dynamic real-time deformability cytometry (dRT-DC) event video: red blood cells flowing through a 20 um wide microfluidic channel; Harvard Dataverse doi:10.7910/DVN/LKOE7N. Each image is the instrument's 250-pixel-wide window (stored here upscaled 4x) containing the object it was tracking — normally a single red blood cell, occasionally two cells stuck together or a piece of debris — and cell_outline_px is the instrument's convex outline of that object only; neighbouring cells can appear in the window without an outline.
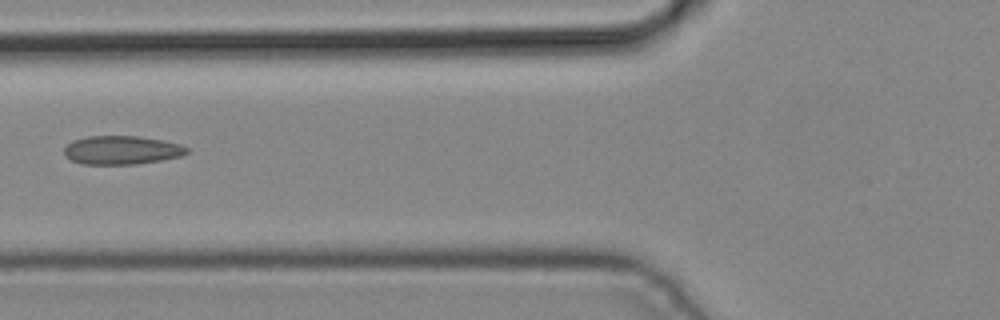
{"species": "common noctule bat (a hibernating species)", "species_latin": "Nyctalus noctula", "temperature_condition": "cold", "stored_images_in_passage": 4, "camera_frame_rate_fps": 3000, "um_per_image_px": 0.085, "animal": {"sex": "male", "body_mass_g": 19.2, "forearm_length_mm": 51.8}, "frame": {"image": 1, "passage_image": 4, "time_ms": 1.0, "image_size_px": [1000, 320], "cell_outline_px": [[188, 152], [180, 156], [160, 160], [136, 164], [80, 164], [64, 156], [64, 148], [72, 140], [88, 136], [136, 136], [164, 140], [180, 144], [188, 148]], "centroid_in_image_um": [10.32, 12.75], "position_along_channel_um": 115.5, "area_um2": 20.46}}